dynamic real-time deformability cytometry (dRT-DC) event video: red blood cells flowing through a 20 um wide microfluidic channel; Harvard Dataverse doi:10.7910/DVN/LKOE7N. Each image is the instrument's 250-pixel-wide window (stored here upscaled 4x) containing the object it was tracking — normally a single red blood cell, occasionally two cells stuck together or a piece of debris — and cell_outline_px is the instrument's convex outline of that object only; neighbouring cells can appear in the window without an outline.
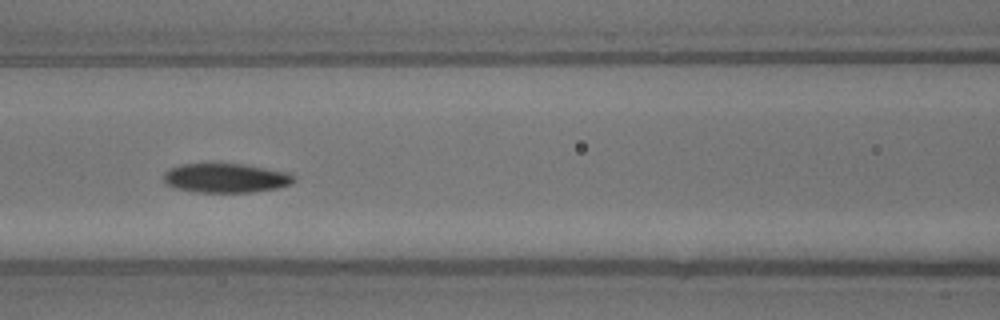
{"species": "common noctule bat (a hibernating species)", "species_latin": "Nyctalus noctula", "temperature_condition": "warm", "stored_images_in_passage": 24, "camera_frame_rate_fps": 3000, "um_per_image_px": 0.085, "animal": {"sex": "male", "body_mass_g": 13.3}, "frame": {"image": 1, "passage_image": 8, "time_ms": 2.333, "image_size_px": [1000, 320], "cell_outline_px": [[296, 180], [292, 184], [276, 188], [252, 192], [196, 192], [176, 188], [164, 184], [164, 172], [168, 168], [180, 164], [212, 160], [244, 164], [288, 172], [296, 176]], "centroid_in_image_um": [19.14, 15.08], "position_along_channel_um": 147.5, "area_um2": 23.29}}